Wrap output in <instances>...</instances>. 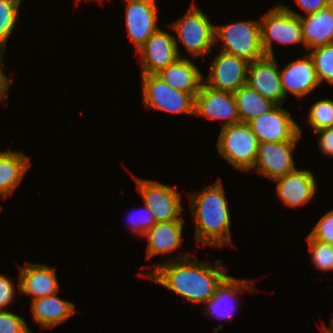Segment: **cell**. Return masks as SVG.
Here are the masks:
<instances>
[{"mask_svg":"<svg viewBox=\"0 0 333 333\" xmlns=\"http://www.w3.org/2000/svg\"><path fill=\"white\" fill-rule=\"evenodd\" d=\"M194 115L225 119L222 127L240 123L234 94L213 89L204 82L195 95Z\"/></svg>","mask_w":333,"mask_h":333,"instance_id":"8fae6325","label":"cell"},{"mask_svg":"<svg viewBox=\"0 0 333 333\" xmlns=\"http://www.w3.org/2000/svg\"><path fill=\"white\" fill-rule=\"evenodd\" d=\"M312 58L319 82L327 81L333 85V43L312 48Z\"/></svg>","mask_w":333,"mask_h":333,"instance_id":"484cf974","label":"cell"},{"mask_svg":"<svg viewBox=\"0 0 333 333\" xmlns=\"http://www.w3.org/2000/svg\"><path fill=\"white\" fill-rule=\"evenodd\" d=\"M0 333H33L17 314L0 311Z\"/></svg>","mask_w":333,"mask_h":333,"instance_id":"4dcf8cb0","label":"cell"},{"mask_svg":"<svg viewBox=\"0 0 333 333\" xmlns=\"http://www.w3.org/2000/svg\"><path fill=\"white\" fill-rule=\"evenodd\" d=\"M311 259L318 270L333 271V245L323 243L307 236Z\"/></svg>","mask_w":333,"mask_h":333,"instance_id":"f1b7e54d","label":"cell"},{"mask_svg":"<svg viewBox=\"0 0 333 333\" xmlns=\"http://www.w3.org/2000/svg\"><path fill=\"white\" fill-rule=\"evenodd\" d=\"M258 139L248 123L222 127L217 141L219 154L241 171L254 168L258 153Z\"/></svg>","mask_w":333,"mask_h":333,"instance_id":"3957f363","label":"cell"},{"mask_svg":"<svg viewBox=\"0 0 333 333\" xmlns=\"http://www.w3.org/2000/svg\"><path fill=\"white\" fill-rule=\"evenodd\" d=\"M296 2L308 15L327 7V0H296Z\"/></svg>","mask_w":333,"mask_h":333,"instance_id":"e575fe53","label":"cell"},{"mask_svg":"<svg viewBox=\"0 0 333 333\" xmlns=\"http://www.w3.org/2000/svg\"><path fill=\"white\" fill-rule=\"evenodd\" d=\"M215 43L223 41L221 51L253 62L265 57L261 44L260 22L241 21L215 26Z\"/></svg>","mask_w":333,"mask_h":333,"instance_id":"277c9868","label":"cell"},{"mask_svg":"<svg viewBox=\"0 0 333 333\" xmlns=\"http://www.w3.org/2000/svg\"><path fill=\"white\" fill-rule=\"evenodd\" d=\"M249 63L245 59L220 51L203 82L213 89L234 94L247 84Z\"/></svg>","mask_w":333,"mask_h":333,"instance_id":"30bf717a","label":"cell"},{"mask_svg":"<svg viewBox=\"0 0 333 333\" xmlns=\"http://www.w3.org/2000/svg\"><path fill=\"white\" fill-rule=\"evenodd\" d=\"M15 287L13 282L4 275L0 274V311L10 305L15 297Z\"/></svg>","mask_w":333,"mask_h":333,"instance_id":"d6a6232c","label":"cell"},{"mask_svg":"<svg viewBox=\"0 0 333 333\" xmlns=\"http://www.w3.org/2000/svg\"><path fill=\"white\" fill-rule=\"evenodd\" d=\"M297 141L262 142L258 144V153L254 168L270 179L287 175L296 169L292 152Z\"/></svg>","mask_w":333,"mask_h":333,"instance_id":"4fadbf2b","label":"cell"},{"mask_svg":"<svg viewBox=\"0 0 333 333\" xmlns=\"http://www.w3.org/2000/svg\"><path fill=\"white\" fill-rule=\"evenodd\" d=\"M322 332H323V333H329V332L326 330L325 325H324L323 328H322Z\"/></svg>","mask_w":333,"mask_h":333,"instance_id":"f35d334b","label":"cell"},{"mask_svg":"<svg viewBox=\"0 0 333 333\" xmlns=\"http://www.w3.org/2000/svg\"><path fill=\"white\" fill-rule=\"evenodd\" d=\"M143 210H145V214L143 213H139V218L136 219L137 221L134 220V218H132L130 220L131 222V230L136 233L137 235H142L144 236L145 233L151 229L155 224H157V221L155 219V216L151 213V211L149 210V208L147 206L144 205ZM143 212V211H142ZM142 214V215H141ZM133 217V216H132Z\"/></svg>","mask_w":333,"mask_h":333,"instance_id":"1f68e13d","label":"cell"},{"mask_svg":"<svg viewBox=\"0 0 333 333\" xmlns=\"http://www.w3.org/2000/svg\"><path fill=\"white\" fill-rule=\"evenodd\" d=\"M19 290L36 300L57 293L59 283L54 268L43 264H25L20 267Z\"/></svg>","mask_w":333,"mask_h":333,"instance_id":"ac0fdd59","label":"cell"},{"mask_svg":"<svg viewBox=\"0 0 333 333\" xmlns=\"http://www.w3.org/2000/svg\"><path fill=\"white\" fill-rule=\"evenodd\" d=\"M29 158L21 152L0 151V196L12 194L30 166Z\"/></svg>","mask_w":333,"mask_h":333,"instance_id":"603a6c76","label":"cell"},{"mask_svg":"<svg viewBox=\"0 0 333 333\" xmlns=\"http://www.w3.org/2000/svg\"><path fill=\"white\" fill-rule=\"evenodd\" d=\"M221 180L205 187L200 194L188 195L195 222V237L199 243L221 247L232 245L230 210Z\"/></svg>","mask_w":333,"mask_h":333,"instance_id":"7a4b0ae2","label":"cell"},{"mask_svg":"<svg viewBox=\"0 0 333 333\" xmlns=\"http://www.w3.org/2000/svg\"><path fill=\"white\" fill-rule=\"evenodd\" d=\"M126 27L137 51L159 29L155 0H126Z\"/></svg>","mask_w":333,"mask_h":333,"instance_id":"9a60e30c","label":"cell"},{"mask_svg":"<svg viewBox=\"0 0 333 333\" xmlns=\"http://www.w3.org/2000/svg\"><path fill=\"white\" fill-rule=\"evenodd\" d=\"M177 38L158 29L138 50L141 55V74H156L179 57Z\"/></svg>","mask_w":333,"mask_h":333,"instance_id":"7c38bea8","label":"cell"},{"mask_svg":"<svg viewBox=\"0 0 333 333\" xmlns=\"http://www.w3.org/2000/svg\"><path fill=\"white\" fill-rule=\"evenodd\" d=\"M261 44L266 56L274 57L272 41L281 44L303 43L300 17L282 7L276 6L262 16Z\"/></svg>","mask_w":333,"mask_h":333,"instance_id":"52a82bcc","label":"cell"},{"mask_svg":"<svg viewBox=\"0 0 333 333\" xmlns=\"http://www.w3.org/2000/svg\"><path fill=\"white\" fill-rule=\"evenodd\" d=\"M4 51H5V46L0 45V102L5 101L8 88L10 87V85L12 83V80H10L9 77H7L3 73L2 67H1V65H3L1 60L4 57L3 56Z\"/></svg>","mask_w":333,"mask_h":333,"instance_id":"d590c367","label":"cell"},{"mask_svg":"<svg viewBox=\"0 0 333 333\" xmlns=\"http://www.w3.org/2000/svg\"><path fill=\"white\" fill-rule=\"evenodd\" d=\"M21 0H0V45L5 46L18 20Z\"/></svg>","mask_w":333,"mask_h":333,"instance_id":"4316f807","label":"cell"},{"mask_svg":"<svg viewBox=\"0 0 333 333\" xmlns=\"http://www.w3.org/2000/svg\"><path fill=\"white\" fill-rule=\"evenodd\" d=\"M142 92L147 109L194 115L195 96L172 88L156 74H142Z\"/></svg>","mask_w":333,"mask_h":333,"instance_id":"8992f818","label":"cell"},{"mask_svg":"<svg viewBox=\"0 0 333 333\" xmlns=\"http://www.w3.org/2000/svg\"><path fill=\"white\" fill-rule=\"evenodd\" d=\"M277 183V194L288 206L304 205L316 193V181L311 171L293 170L287 175L274 179Z\"/></svg>","mask_w":333,"mask_h":333,"instance_id":"2e32d148","label":"cell"},{"mask_svg":"<svg viewBox=\"0 0 333 333\" xmlns=\"http://www.w3.org/2000/svg\"><path fill=\"white\" fill-rule=\"evenodd\" d=\"M327 7L333 11V0H327Z\"/></svg>","mask_w":333,"mask_h":333,"instance_id":"8d00e7d4","label":"cell"},{"mask_svg":"<svg viewBox=\"0 0 333 333\" xmlns=\"http://www.w3.org/2000/svg\"><path fill=\"white\" fill-rule=\"evenodd\" d=\"M156 75L172 88L185 93H191L194 96L199 92L204 79L195 64L191 63L185 57H179L166 68L161 69Z\"/></svg>","mask_w":333,"mask_h":333,"instance_id":"ffe728a7","label":"cell"},{"mask_svg":"<svg viewBox=\"0 0 333 333\" xmlns=\"http://www.w3.org/2000/svg\"><path fill=\"white\" fill-rule=\"evenodd\" d=\"M139 193L142 195L144 205L155 216L157 223L183 220L180 215L182 206L180 193L170 185L156 181L143 180L135 177Z\"/></svg>","mask_w":333,"mask_h":333,"instance_id":"ba28073f","label":"cell"},{"mask_svg":"<svg viewBox=\"0 0 333 333\" xmlns=\"http://www.w3.org/2000/svg\"><path fill=\"white\" fill-rule=\"evenodd\" d=\"M248 124L259 143L298 141L302 134L300 127L281 105H276Z\"/></svg>","mask_w":333,"mask_h":333,"instance_id":"9c48e42d","label":"cell"},{"mask_svg":"<svg viewBox=\"0 0 333 333\" xmlns=\"http://www.w3.org/2000/svg\"><path fill=\"white\" fill-rule=\"evenodd\" d=\"M57 293L32 300L31 310L35 322L43 328L55 327L75 313V306L56 296Z\"/></svg>","mask_w":333,"mask_h":333,"instance_id":"7402d4cb","label":"cell"},{"mask_svg":"<svg viewBox=\"0 0 333 333\" xmlns=\"http://www.w3.org/2000/svg\"><path fill=\"white\" fill-rule=\"evenodd\" d=\"M252 283L249 280H239L235 279L232 276H228L221 285L217 288L215 294L207 300L205 303L207 304V310L205 314H211L215 317H224V319H228V322L232 319L231 313H233L234 308L236 305L233 303V299L231 300V297H233L235 294H240L241 291L244 292V290H252L254 289L252 287ZM231 300V307L228 310V306L226 308V300ZM230 302V301H229ZM228 303V302H227ZM225 305V307H223ZM223 308L226 310H223Z\"/></svg>","mask_w":333,"mask_h":333,"instance_id":"cb8c5ba5","label":"cell"},{"mask_svg":"<svg viewBox=\"0 0 333 333\" xmlns=\"http://www.w3.org/2000/svg\"><path fill=\"white\" fill-rule=\"evenodd\" d=\"M247 84L276 105H282L285 94L275 56H265L249 63ZM283 101V102H282Z\"/></svg>","mask_w":333,"mask_h":333,"instance_id":"5bb4252c","label":"cell"},{"mask_svg":"<svg viewBox=\"0 0 333 333\" xmlns=\"http://www.w3.org/2000/svg\"><path fill=\"white\" fill-rule=\"evenodd\" d=\"M183 220L155 224L145 233L148 240L146 256L172 252L182 245Z\"/></svg>","mask_w":333,"mask_h":333,"instance_id":"44dd1931","label":"cell"},{"mask_svg":"<svg viewBox=\"0 0 333 333\" xmlns=\"http://www.w3.org/2000/svg\"><path fill=\"white\" fill-rule=\"evenodd\" d=\"M305 57L292 61L279 70L285 97L289 92L297 98H302L320 85L312 58L309 54Z\"/></svg>","mask_w":333,"mask_h":333,"instance_id":"e0dca14e","label":"cell"},{"mask_svg":"<svg viewBox=\"0 0 333 333\" xmlns=\"http://www.w3.org/2000/svg\"><path fill=\"white\" fill-rule=\"evenodd\" d=\"M174 260H167L154 267L153 272H147L145 277L154 279L164 287L181 295L194 303H204L216 292L221 283L229 276L221 260L216 262L217 268L204 262L194 260L190 255H182Z\"/></svg>","mask_w":333,"mask_h":333,"instance_id":"6da1fadb","label":"cell"},{"mask_svg":"<svg viewBox=\"0 0 333 333\" xmlns=\"http://www.w3.org/2000/svg\"><path fill=\"white\" fill-rule=\"evenodd\" d=\"M240 122L249 123L256 117L268 113L276 104L261 96L248 84L234 93Z\"/></svg>","mask_w":333,"mask_h":333,"instance_id":"d4e9b609","label":"cell"},{"mask_svg":"<svg viewBox=\"0 0 333 333\" xmlns=\"http://www.w3.org/2000/svg\"><path fill=\"white\" fill-rule=\"evenodd\" d=\"M293 15L300 17L302 39L306 48H315L333 43V11L328 7L304 17L301 14L282 6Z\"/></svg>","mask_w":333,"mask_h":333,"instance_id":"d6986e66","label":"cell"},{"mask_svg":"<svg viewBox=\"0 0 333 333\" xmlns=\"http://www.w3.org/2000/svg\"><path fill=\"white\" fill-rule=\"evenodd\" d=\"M329 333H333V318L331 320L330 329L326 328Z\"/></svg>","mask_w":333,"mask_h":333,"instance_id":"74e56055","label":"cell"},{"mask_svg":"<svg viewBox=\"0 0 333 333\" xmlns=\"http://www.w3.org/2000/svg\"><path fill=\"white\" fill-rule=\"evenodd\" d=\"M308 235L315 240L333 245V210L323 215Z\"/></svg>","mask_w":333,"mask_h":333,"instance_id":"f546056e","label":"cell"},{"mask_svg":"<svg viewBox=\"0 0 333 333\" xmlns=\"http://www.w3.org/2000/svg\"><path fill=\"white\" fill-rule=\"evenodd\" d=\"M193 7L179 20L169 27L175 31L179 40L185 46L187 53L193 57L210 54L215 45V26L198 7Z\"/></svg>","mask_w":333,"mask_h":333,"instance_id":"5b68a950","label":"cell"},{"mask_svg":"<svg viewBox=\"0 0 333 333\" xmlns=\"http://www.w3.org/2000/svg\"><path fill=\"white\" fill-rule=\"evenodd\" d=\"M308 122L314 133L333 126V100L322 99L314 103L310 107Z\"/></svg>","mask_w":333,"mask_h":333,"instance_id":"83f0119b","label":"cell"},{"mask_svg":"<svg viewBox=\"0 0 333 333\" xmlns=\"http://www.w3.org/2000/svg\"><path fill=\"white\" fill-rule=\"evenodd\" d=\"M320 135L319 148L325 155L333 156V126L315 132Z\"/></svg>","mask_w":333,"mask_h":333,"instance_id":"836d02e7","label":"cell"}]
</instances>
